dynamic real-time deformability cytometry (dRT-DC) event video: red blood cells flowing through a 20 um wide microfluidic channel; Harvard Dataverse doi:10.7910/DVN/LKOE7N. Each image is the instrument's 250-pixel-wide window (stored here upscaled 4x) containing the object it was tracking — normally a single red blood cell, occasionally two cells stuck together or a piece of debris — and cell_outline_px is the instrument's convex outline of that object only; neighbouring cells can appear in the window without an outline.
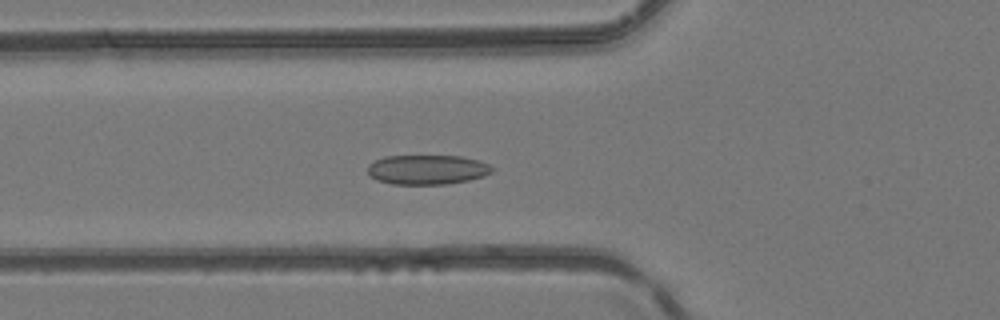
{"species": "common noctule bat (a hibernating species)", "species_latin": "Nyctalus noctula", "temperature_condition": "room temperature", "stored_images_in_passage": 4, "camera_frame_rate_fps": 3000, "um_per_image_px": 0.085, "animal": {"sex": "female", "body_mass_g": 24.6, "forearm_length_mm": 56.2}, "frame": {"image": 1, "passage_image": 4, "time_ms": 1.0, "image_size_px": [1000, 320], "cell_outline_px": [[492, 172], [484, 176], [468, 180], [448, 184], [392, 184], [376, 180], [368, 176], [368, 164], [384, 156], [460, 156], [480, 160], [488, 164], [492, 168]], "centroid_in_image_um": [36.29, 14.42], "position_along_channel_um": 89.5, "area_um2": 21.56}}